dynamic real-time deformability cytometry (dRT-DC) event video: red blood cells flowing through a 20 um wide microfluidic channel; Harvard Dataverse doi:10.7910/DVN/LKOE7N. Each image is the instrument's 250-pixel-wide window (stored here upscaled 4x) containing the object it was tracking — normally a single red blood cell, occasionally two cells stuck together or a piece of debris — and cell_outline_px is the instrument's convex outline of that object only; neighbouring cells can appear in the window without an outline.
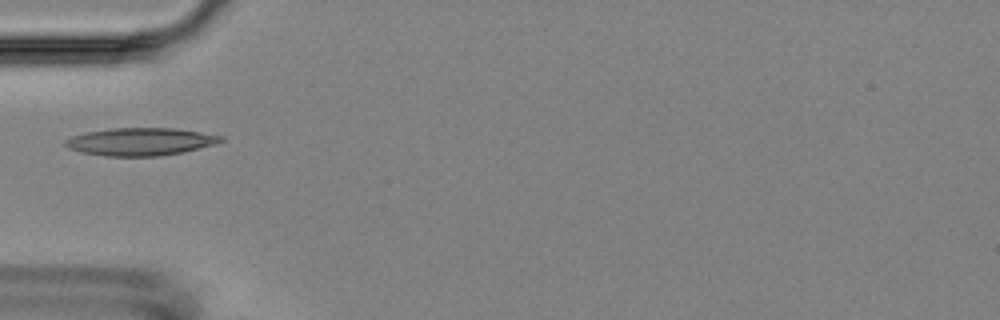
{"species": "Egyptian fruit bat (a non-hibernating species)", "species_latin": "Rousettus aegyptiacus", "temperature_condition": "room temperature", "stored_images_in_passage": 10, "camera_frame_rate_fps": 3000, "um_per_image_px": 0.085, "animal": {"sex": "female"}, "frame": {"image": 1, "passage_image": 4, "time_ms": 4.333, "image_size_px": [1000, 320], "cell_outline_px": [[224, 140], [216, 144], [180, 152], [160, 156], [104, 156], [80, 152], [68, 148], [64, 144], [64, 140], [72, 136], [88, 132], [112, 128], [176, 128], [224, 136]], "centroid_in_image_um": [11.92, 12.04], "position_along_channel_um": 73.1, "area_um2": 25.03}}
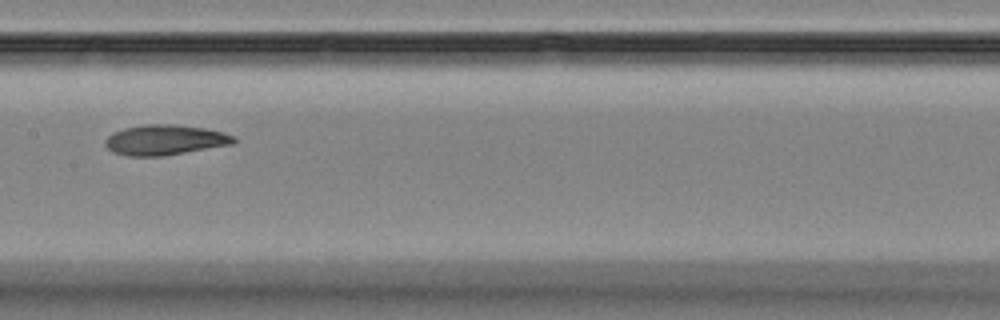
{"frame": {"image": 2, "passage_image": 7, "time_ms": 7.667, "image_size_px": [1000, 320], "cell_outline_px": [[236, 140], [232, 144], [160, 156], [128, 156], [112, 152], [104, 144], [104, 140], [112, 132], [124, 128], [144, 124], [172, 124], [204, 128], [224, 132], [236, 136]], "centroid_in_image_um": [13.99, 11.88], "position_along_channel_um": 193.4, "area_um2": 22.6}}
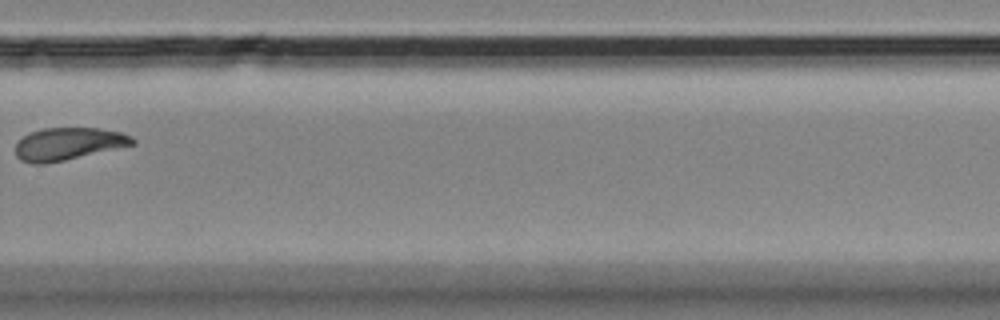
{"frame": {"image": 3, "passage_image": 10, "time_ms": 11.333, "image_size_px": [1000, 320], "cell_outline_px": [[136, 144], [64, 160], [44, 164], [32, 164], [20, 160], [16, 156], [16, 144], [28, 132], [44, 128], [100, 128], [120, 132], [132, 136], [136, 140]], "centroid_in_image_um": [5.8, 12.22], "position_along_channel_um": 324.0, "area_um2": 22.14}}